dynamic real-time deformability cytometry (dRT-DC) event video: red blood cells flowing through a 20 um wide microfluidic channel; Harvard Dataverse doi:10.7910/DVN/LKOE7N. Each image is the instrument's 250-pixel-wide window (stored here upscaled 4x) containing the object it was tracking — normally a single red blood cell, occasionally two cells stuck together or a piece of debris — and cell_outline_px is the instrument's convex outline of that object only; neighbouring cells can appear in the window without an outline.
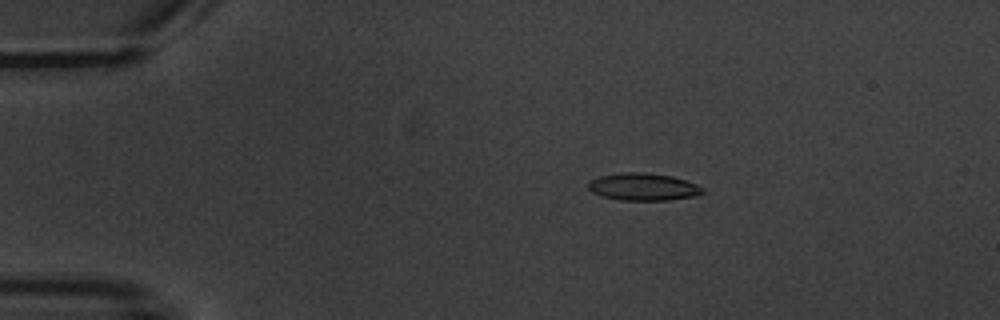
{"species": "common noctule bat (a hibernating species)", "species_latin": "Nyctalus noctula", "temperature_condition": "warm", "stored_images_in_passage": 6, "camera_frame_rate_fps": 3000, "um_per_image_px": 0.085, "animal": {"sex": "male", "body_mass_g": 20.1, "forearm_length_mm": 53.5}, "frame": {"image": 1, "passage_image": 4, "time_ms": 3.333, "image_size_px": [1000, 320], "cell_outline_px": [[704, 192], [692, 196], [668, 200], [620, 200], [600, 196], [592, 192], [588, 188], [588, 184], [592, 180], [600, 176], [624, 172], [644, 172], [672, 176], [696, 184], [704, 188]], "centroid_in_image_um": [54.65, 15.88], "position_along_channel_um": 30.3, "area_um2": 18.09}}